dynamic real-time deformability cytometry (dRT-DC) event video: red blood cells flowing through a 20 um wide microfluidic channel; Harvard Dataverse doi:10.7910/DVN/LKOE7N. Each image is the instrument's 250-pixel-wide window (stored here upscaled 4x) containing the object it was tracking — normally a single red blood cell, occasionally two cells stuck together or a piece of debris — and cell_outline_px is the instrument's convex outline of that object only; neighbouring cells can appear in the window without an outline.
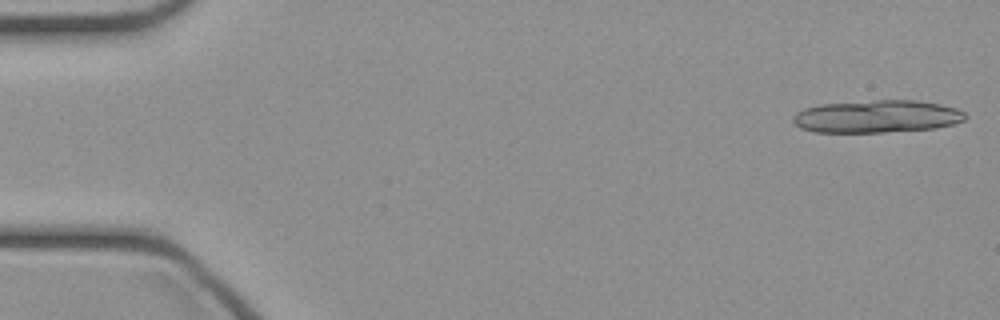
{"species": "common noctule bat (a hibernating species)", "species_latin": "Nyctalus noctula", "temperature_condition": "cold", "stored_images_in_passage": 18, "camera_frame_rate_fps": 3000, "um_per_image_px": 0.085, "animal": {"sex": "female", "body_mass_g": 21.9}, "frame": {"image": 1, "passage_image": 1, "time_ms": 0.0, "image_size_px": [1000, 320], "cell_outline_px": [[968, 116], [964, 120], [956, 124], [936, 128], [884, 132], [812, 132], [800, 128], [792, 120], [792, 116], [796, 112], [804, 108], [820, 104], [876, 100], [916, 100], [940, 104], [956, 108], [964, 112]], "centroid_in_image_um": [74.54, 9.9], "position_along_channel_um": 10.5, "area_um2": 32.95}}